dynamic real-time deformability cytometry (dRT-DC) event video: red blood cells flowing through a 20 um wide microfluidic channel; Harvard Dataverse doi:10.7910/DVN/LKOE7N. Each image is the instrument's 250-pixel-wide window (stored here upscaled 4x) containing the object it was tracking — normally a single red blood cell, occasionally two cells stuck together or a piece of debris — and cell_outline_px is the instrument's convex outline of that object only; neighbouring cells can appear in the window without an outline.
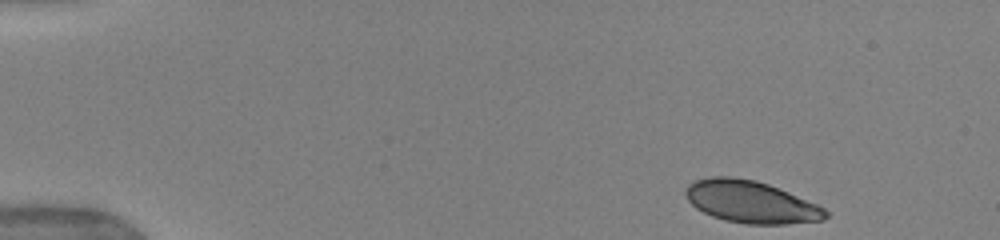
{"species": "human", "species_latin": "Homo sapiens", "temperature_condition": "warm", "stored_images_in_passage": 43, "camera_frame_rate_fps": 3000, "um_per_image_px": 0.085, "donor": {"sex": "female"}, "frame": {"image": 1, "passage_image": 1, "time_ms": 0.0, "image_size_px": [1000, 240], "cell_outline_px": [[828, 216], [824, 220], [788, 224], [748, 224], [724, 220], [712, 216], [696, 208], [684, 196], [684, 188], [688, 184], [696, 180], [712, 176], [732, 176], [756, 180], [768, 184], [788, 192], [816, 204], [824, 208], [828, 212]], "centroid_in_image_um": [63.8, 17.16], "position_along_channel_um": 21.2, "area_um2": 34.45}}
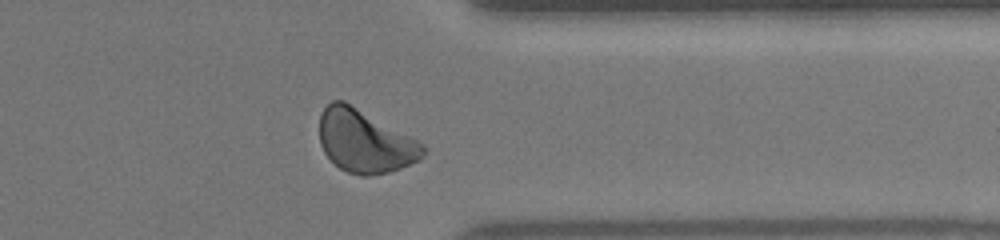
{"frame": {"image": 2, "passage_image": 37, "time_ms": 12.0, "image_size_px": [1000, 240], "cell_outline_px": [[424, 156], [420, 160], [400, 168], [388, 172], [368, 176], [360, 176], [348, 172], [340, 168], [324, 152], [320, 144], [320, 112], [332, 100], [344, 100], [416, 140], [424, 148]], "centroid_in_image_um": [30.98, 12.01], "position_along_channel_um": 380.4, "area_um2": 37.4}}
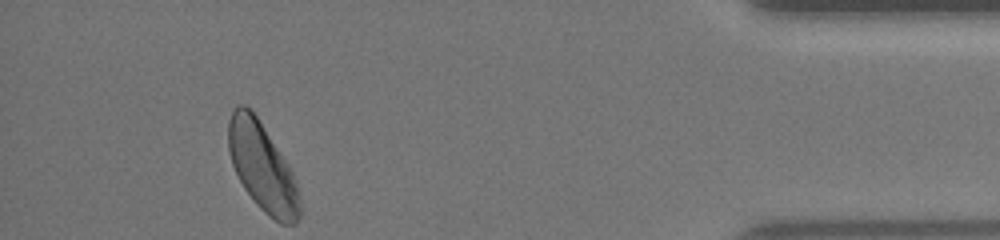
{"frame": {"image": 3, "passage_image": 43, "time_ms": 14.0, "image_size_px": [1000, 240], "cell_outline_px": [[300, 216], [296, 224], [280, 224], [264, 212], [256, 204], [244, 188], [232, 164], [228, 152], [228, 120], [232, 108], [240, 104], [244, 104], [256, 116], [288, 164], [292, 172], [300, 196]], "centroid_in_image_um": [22.28, 14.22], "position_along_channel_um": 412.9, "area_um2": 36.47}, "authors_computed_cell_mechanics": {"area_um2": 36.2406, "velocity_mm_per_s": 3.9206, "shape_relaxation_time_tau1_ms": 3.8688, "shape_relaxation_time_tau2_ms": 1.8515, "deformation_change_tau1": 0.1138, "deformation_change_tau2": 0.0626}}